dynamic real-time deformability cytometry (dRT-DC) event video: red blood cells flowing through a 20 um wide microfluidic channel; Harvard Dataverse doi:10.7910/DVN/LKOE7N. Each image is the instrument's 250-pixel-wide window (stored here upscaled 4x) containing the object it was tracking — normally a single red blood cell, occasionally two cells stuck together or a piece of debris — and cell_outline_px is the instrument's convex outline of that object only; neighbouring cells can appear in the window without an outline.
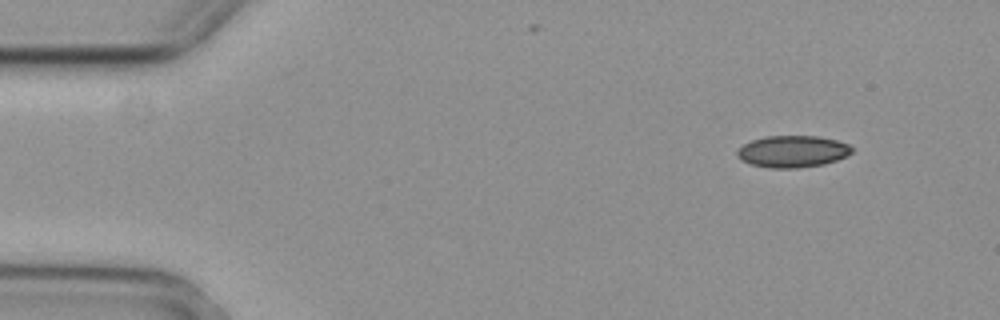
{"species": "common noctule bat (a hibernating species)", "species_latin": "Nyctalus noctula", "temperature_condition": "cold", "stored_images_in_passage": 5, "segment_of_instrument_passage": [2, 2], "camera_frame_rate_fps": 3000, "um_per_image_px": 0.085, "animal": {"sex": "female", "body_mass_g": 29.2, "forearm_length_mm": 56.3}, "frame": {"image": 1, "passage_image": 5, "time_ms": 1.333, "image_size_px": [1000, 320], "cell_outline_px": [[852, 152], [848, 156], [824, 164], [796, 168], [768, 168], [752, 164], [740, 160], [736, 156], [736, 152], [744, 144], [752, 140], [764, 136], [820, 136], [836, 140], [848, 144], [852, 148]], "centroid_in_image_um": [67.36, 12.87], "position_along_channel_um": 17.6, "area_um2": 21.33}}